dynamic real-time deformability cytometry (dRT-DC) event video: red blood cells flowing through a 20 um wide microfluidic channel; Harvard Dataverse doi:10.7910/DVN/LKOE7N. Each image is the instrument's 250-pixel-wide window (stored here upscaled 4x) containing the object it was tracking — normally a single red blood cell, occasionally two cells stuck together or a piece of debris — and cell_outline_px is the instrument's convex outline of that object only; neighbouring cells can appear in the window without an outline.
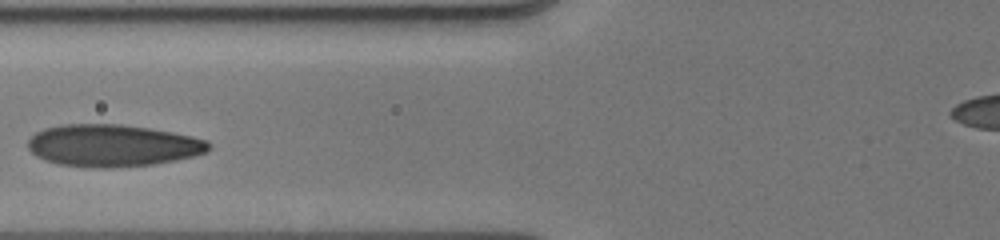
{"species": "human", "species_latin": "Homo sapiens", "temperature_condition": "cold", "stored_images_in_passage": 15, "camera_frame_rate_fps": 3000, "um_per_image_px": 0.085, "donor": {"sex": "male"}, "frame": {"image": 1, "passage_image": 7, "time_ms": 4.0, "image_size_px": [1000, 240], "cell_outline_px": [[212, 148], [208, 152], [176, 160], [152, 164], [116, 168], [92, 168], [60, 164], [44, 160], [36, 156], [28, 148], [28, 140], [36, 132], [44, 128], [64, 124], [120, 124], [148, 128], [172, 132], [192, 136], [208, 140], [212, 144]], "centroid_in_image_um": [9.59, 12.37], "position_along_channel_um": 116.2, "area_um2": 44.62}}
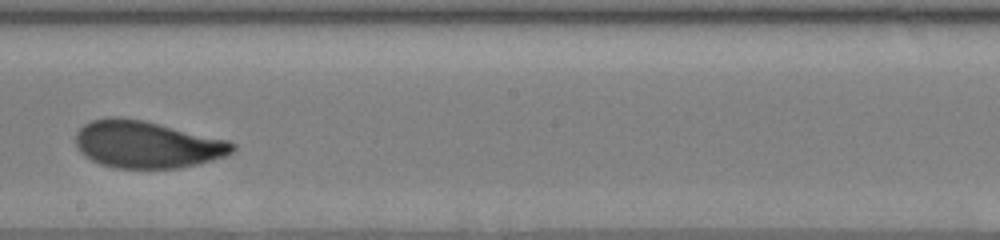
{"frame": {"image": 2, "passage_image": 10, "time_ms": 7.0, "image_size_px": [1000, 240], "cell_outline_px": [[236, 148], [232, 152], [224, 156], [212, 160], [180, 168], [116, 168], [100, 164], [84, 156], [80, 152], [76, 144], [76, 132], [84, 124], [92, 120], [108, 116], [120, 116], [144, 120], [228, 140], [236, 144]], "centroid_in_image_um": [12.46, 12.27], "position_along_channel_um": 235.7, "area_um2": 43.23}}
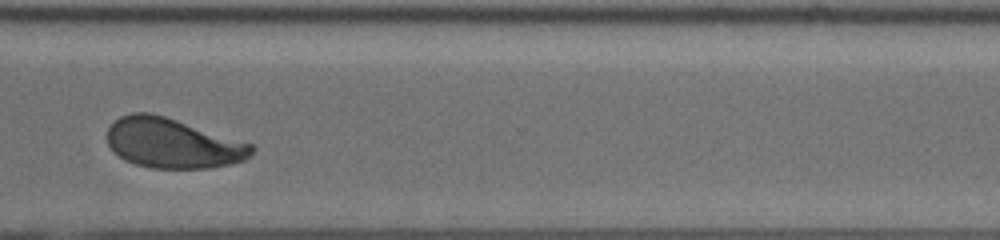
{"frame": {"image": 3, "passage_image": 14, "time_ms": 10.0, "image_size_px": [1000, 240], "cell_outline_px": [[256, 148], [244, 160], [228, 164], [208, 168], [152, 168], [136, 164], [124, 160], [108, 144], [108, 128], [120, 116], [132, 112], [148, 112], [164, 116], [252, 144]], "centroid_in_image_um": [14.66, 12.17], "position_along_channel_um": 355.9, "area_um2": 41.38}, "authors_computed_cell_mechanics": {"area_um2": 42.5408, "velocity_mm_per_s": 3.999, "shape_relaxation_time_tau1_ms": 3.7513, "shape_relaxation_time_tau2_ms": null, "deformation_change_tau1": 0.1243, "deformation_change_tau2": null}}